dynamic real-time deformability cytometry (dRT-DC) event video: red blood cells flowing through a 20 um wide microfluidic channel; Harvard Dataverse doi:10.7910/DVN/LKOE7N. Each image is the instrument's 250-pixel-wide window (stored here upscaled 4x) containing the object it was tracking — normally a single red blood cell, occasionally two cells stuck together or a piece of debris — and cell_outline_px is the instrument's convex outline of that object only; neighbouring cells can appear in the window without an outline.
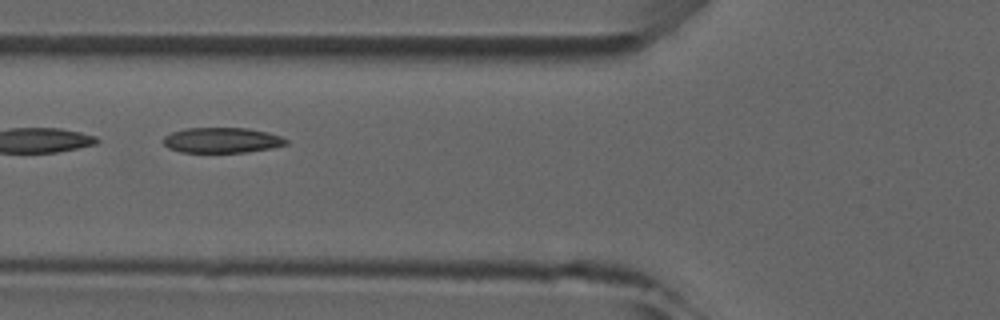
{"species": "common noctule bat (a hibernating species)", "species_latin": "Nyctalus noctula", "temperature_condition": "room temperature", "stored_images_in_passage": 3, "camera_frame_rate_fps": 3000, "um_per_image_px": 0.085, "animal": {"sex": "male", "forearm_length_mm": 52.5}, "frame": {"image": 1, "passage_image": 3, "time_ms": 2.0, "image_size_px": [1000, 320], "cell_outline_px": [[288, 144], [272, 148], [248, 152], [180, 152], [168, 148], [160, 140], [164, 136], [172, 132], [184, 128], [248, 128], [268, 132], [280, 136], [288, 140]], "centroid_in_image_um": [18.84, 11.92], "position_along_channel_um": 107.0, "area_um2": 18.32}}